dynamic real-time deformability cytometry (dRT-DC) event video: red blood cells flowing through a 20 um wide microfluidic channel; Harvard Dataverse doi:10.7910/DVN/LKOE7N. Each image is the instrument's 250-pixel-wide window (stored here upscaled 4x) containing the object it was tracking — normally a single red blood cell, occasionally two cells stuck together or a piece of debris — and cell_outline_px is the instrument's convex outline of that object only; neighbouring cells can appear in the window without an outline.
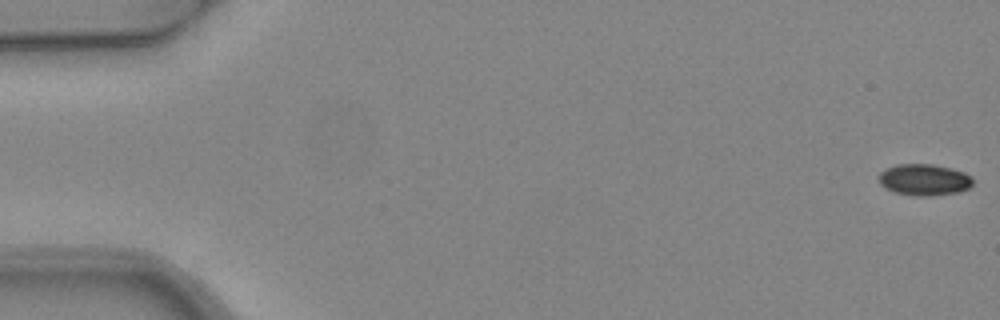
{"species": "common noctule bat (a hibernating species)", "species_latin": "Nyctalus noctula", "temperature_condition": "warm", "stored_images_in_passage": 5, "camera_frame_rate_fps": 3000, "um_per_image_px": 0.085, "animal": {"sex": "female", "body_mass_g": 24.6, "forearm_length_mm": 56.2}, "frame": {"image": 1, "passage_image": 1, "time_ms": 0.0, "image_size_px": [1000, 320], "cell_outline_px": [[972, 184], [968, 188], [956, 192], [928, 196], [912, 196], [896, 192], [884, 188], [880, 184], [880, 172], [896, 164], [932, 164], [952, 168], [964, 172], [972, 176]], "centroid_in_image_um": [78.56, 15.27], "position_along_channel_um": 6.4, "area_um2": 17.17}}
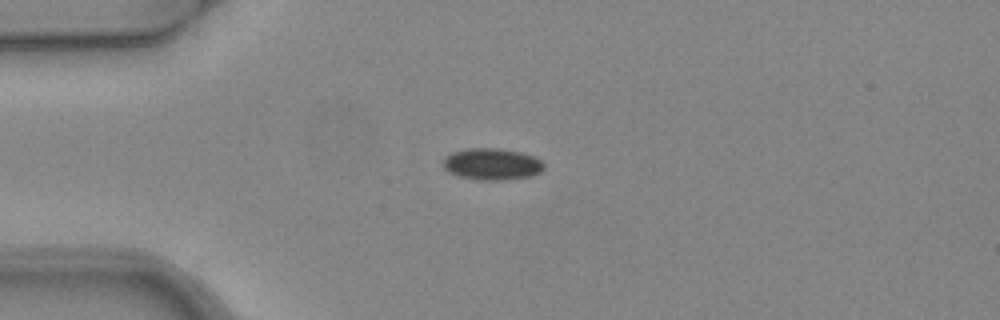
{"frame": {"image": 2, "passage_image": 4, "time_ms": 1.0, "image_size_px": [1000, 320], "cell_outline_px": [[544, 168], [540, 172], [532, 176], [500, 180], [488, 180], [460, 176], [448, 172], [444, 168], [444, 160], [452, 152], [468, 148], [500, 148], [520, 152], [532, 156], [540, 160], [544, 164]], "centroid_in_image_um": [41.84, 13.94], "position_along_channel_um": 43.2, "area_um2": 18.32}}